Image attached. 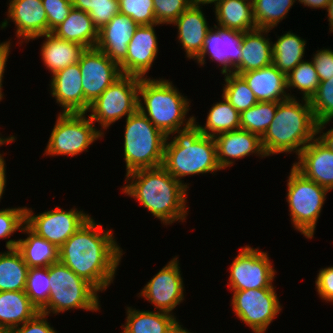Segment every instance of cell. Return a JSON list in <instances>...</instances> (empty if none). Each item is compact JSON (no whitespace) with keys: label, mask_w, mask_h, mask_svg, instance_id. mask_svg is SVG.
Listing matches in <instances>:
<instances>
[{"label":"cell","mask_w":333,"mask_h":333,"mask_svg":"<svg viewBox=\"0 0 333 333\" xmlns=\"http://www.w3.org/2000/svg\"><path fill=\"white\" fill-rule=\"evenodd\" d=\"M42 4L47 14L48 33L61 24L73 8L71 0H42Z\"/></svg>","instance_id":"cell-45"},{"label":"cell","mask_w":333,"mask_h":333,"mask_svg":"<svg viewBox=\"0 0 333 333\" xmlns=\"http://www.w3.org/2000/svg\"><path fill=\"white\" fill-rule=\"evenodd\" d=\"M2 90H3V88H2V86L0 85V101H2V98H4V97H3Z\"/></svg>","instance_id":"cell-57"},{"label":"cell","mask_w":333,"mask_h":333,"mask_svg":"<svg viewBox=\"0 0 333 333\" xmlns=\"http://www.w3.org/2000/svg\"><path fill=\"white\" fill-rule=\"evenodd\" d=\"M289 174L286 200L291 224L303 236L311 239L329 190L306 178L293 165Z\"/></svg>","instance_id":"cell-8"},{"label":"cell","mask_w":333,"mask_h":333,"mask_svg":"<svg viewBox=\"0 0 333 333\" xmlns=\"http://www.w3.org/2000/svg\"><path fill=\"white\" fill-rule=\"evenodd\" d=\"M292 165L306 178L331 191L333 189V151L317 136L303 148Z\"/></svg>","instance_id":"cell-19"},{"label":"cell","mask_w":333,"mask_h":333,"mask_svg":"<svg viewBox=\"0 0 333 333\" xmlns=\"http://www.w3.org/2000/svg\"><path fill=\"white\" fill-rule=\"evenodd\" d=\"M176 88L171 81L163 78H140L138 110L167 137L189 127L195 118L190 116L186 120L191 107L190 100Z\"/></svg>","instance_id":"cell-5"},{"label":"cell","mask_w":333,"mask_h":333,"mask_svg":"<svg viewBox=\"0 0 333 333\" xmlns=\"http://www.w3.org/2000/svg\"><path fill=\"white\" fill-rule=\"evenodd\" d=\"M156 23L172 24L192 3L191 0H153Z\"/></svg>","instance_id":"cell-43"},{"label":"cell","mask_w":333,"mask_h":333,"mask_svg":"<svg viewBox=\"0 0 333 333\" xmlns=\"http://www.w3.org/2000/svg\"><path fill=\"white\" fill-rule=\"evenodd\" d=\"M287 89L301 91L302 99L310 100L316 93L320 80L312 61L303 60L287 76Z\"/></svg>","instance_id":"cell-38"},{"label":"cell","mask_w":333,"mask_h":333,"mask_svg":"<svg viewBox=\"0 0 333 333\" xmlns=\"http://www.w3.org/2000/svg\"><path fill=\"white\" fill-rule=\"evenodd\" d=\"M40 311L24 291L0 292V329H11L34 318Z\"/></svg>","instance_id":"cell-28"},{"label":"cell","mask_w":333,"mask_h":333,"mask_svg":"<svg viewBox=\"0 0 333 333\" xmlns=\"http://www.w3.org/2000/svg\"><path fill=\"white\" fill-rule=\"evenodd\" d=\"M119 13L130 17L138 26L156 24L153 0H119Z\"/></svg>","instance_id":"cell-42"},{"label":"cell","mask_w":333,"mask_h":333,"mask_svg":"<svg viewBox=\"0 0 333 333\" xmlns=\"http://www.w3.org/2000/svg\"><path fill=\"white\" fill-rule=\"evenodd\" d=\"M82 74L85 113L112 83L123 74L119 64L96 47L86 48L78 62Z\"/></svg>","instance_id":"cell-14"},{"label":"cell","mask_w":333,"mask_h":333,"mask_svg":"<svg viewBox=\"0 0 333 333\" xmlns=\"http://www.w3.org/2000/svg\"><path fill=\"white\" fill-rule=\"evenodd\" d=\"M234 314L254 333H265L282 307L275 288L232 291Z\"/></svg>","instance_id":"cell-11"},{"label":"cell","mask_w":333,"mask_h":333,"mask_svg":"<svg viewBox=\"0 0 333 333\" xmlns=\"http://www.w3.org/2000/svg\"><path fill=\"white\" fill-rule=\"evenodd\" d=\"M122 192L138 200L163 225L185 222L188 216L187 187L162 166L139 169L125 176Z\"/></svg>","instance_id":"cell-2"},{"label":"cell","mask_w":333,"mask_h":333,"mask_svg":"<svg viewBox=\"0 0 333 333\" xmlns=\"http://www.w3.org/2000/svg\"><path fill=\"white\" fill-rule=\"evenodd\" d=\"M139 84L140 77L122 75L90 104L89 117L94 123L98 122L103 134L110 125L138 110Z\"/></svg>","instance_id":"cell-10"},{"label":"cell","mask_w":333,"mask_h":333,"mask_svg":"<svg viewBox=\"0 0 333 333\" xmlns=\"http://www.w3.org/2000/svg\"><path fill=\"white\" fill-rule=\"evenodd\" d=\"M257 28L273 30L282 21L296 0H252Z\"/></svg>","instance_id":"cell-35"},{"label":"cell","mask_w":333,"mask_h":333,"mask_svg":"<svg viewBox=\"0 0 333 333\" xmlns=\"http://www.w3.org/2000/svg\"><path fill=\"white\" fill-rule=\"evenodd\" d=\"M219 0H191L192 5H207V4H215Z\"/></svg>","instance_id":"cell-55"},{"label":"cell","mask_w":333,"mask_h":333,"mask_svg":"<svg viewBox=\"0 0 333 333\" xmlns=\"http://www.w3.org/2000/svg\"><path fill=\"white\" fill-rule=\"evenodd\" d=\"M328 14V21H329V26H330V31L333 33V0H329L328 6L326 8Z\"/></svg>","instance_id":"cell-53"},{"label":"cell","mask_w":333,"mask_h":333,"mask_svg":"<svg viewBox=\"0 0 333 333\" xmlns=\"http://www.w3.org/2000/svg\"><path fill=\"white\" fill-rule=\"evenodd\" d=\"M122 251L112 230L103 231L102 225L90 217L59 248V261L102 292L115 279Z\"/></svg>","instance_id":"cell-1"},{"label":"cell","mask_w":333,"mask_h":333,"mask_svg":"<svg viewBox=\"0 0 333 333\" xmlns=\"http://www.w3.org/2000/svg\"><path fill=\"white\" fill-rule=\"evenodd\" d=\"M297 1V0H296ZM299 3L310 8H327L329 0H298Z\"/></svg>","instance_id":"cell-51"},{"label":"cell","mask_w":333,"mask_h":333,"mask_svg":"<svg viewBox=\"0 0 333 333\" xmlns=\"http://www.w3.org/2000/svg\"><path fill=\"white\" fill-rule=\"evenodd\" d=\"M15 138H16V136H12V135L10 137L8 136L6 138L5 137L3 138V137L0 136V146L3 145V144L8 145L11 142H14L16 140ZM3 157H4L3 154L0 153V159L3 158Z\"/></svg>","instance_id":"cell-54"},{"label":"cell","mask_w":333,"mask_h":333,"mask_svg":"<svg viewBox=\"0 0 333 333\" xmlns=\"http://www.w3.org/2000/svg\"><path fill=\"white\" fill-rule=\"evenodd\" d=\"M138 25L128 16L118 13L98 30L96 48L120 64L126 57L128 44Z\"/></svg>","instance_id":"cell-22"},{"label":"cell","mask_w":333,"mask_h":333,"mask_svg":"<svg viewBox=\"0 0 333 333\" xmlns=\"http://www.w3.org/2000/svg\"><path fill=\"white\" fill-rule=\"evenodd\" d=\"M126 311L121 333H170L180 323L173 314L164 311H140L132 307Z\"/></svg>","instance_id":"cell-31"},{"label":"cell","mask_w":333,"mask_h":333,"mask_svg":"<svg viewBox=\"0 0 333 333\" xmlns=\"http://www.w3.org/2000/svg\"><path fill=\"white\" fill-rule=\"evenodd\" d=\"M41 37H45L40 49L42 61L52 75L69 65L78 63L82 53L86 50L83 45L58 38L51 32L36 38Z\"/></svg>","instance_id":"cell-27"},{"label":"cell","mask_w":333,"mask_h":333,"mask_svg":"<svg viewBox=\"0 0 333 333\" xmlns=\"http://www.w3.org/2000/svg\"><path fill=\"white\" fill-rule=\"evenodd\" d=\"M86 116V113H59L44 154L73 157L87 152L94 141L104 137L90 117Z\"/></svg>","instance_id":"cell-9"},{"label":"cell","mask_w":333,"mask_h":333,"mask_svg":"<svg viewBox=\"0 0 333 333\" xmlns=\"http://www.w3.org/2000/svg\"><path fill=\"white\" fill-rule=\"evenodd\" d=\"M223 75L225 76V84L222 96H224L239 113L258 103L253 91L240 75L232 72Z\"/></svg>","instance_id":"cell-37"},{"label":"cell","mask_w":333,"mask_h":333,"mask_svg":"<svg viewBox=\"0 0 333 333\" xmlns=\"http://www.w3.org/2000/svg\"><path fill=\"white\" fill-rule=\"evenodd\" d=\"M269 32V29L260 28L243 32L241 61L232 73L239 75L273 64L272 42L266 36Z\"/></svg>","instance_id":"cell-25"},{"label":"cell","mask_w":333,"mask_h":333,"mask_svg":"<svg viewBox=\"0 0 333 333\" xmlns=\"http://www.w3.org/2000/svg\"><path fill=\"white\" fill-rule=\"evenodd\" d=\"M239 75L253 91L258 102H282L289 98H295L286 91V75L273 64Z\"/></svg>","instance_id":"cell-24"},{"label":"cell","mask_w":333,"mask_h":333,"mask_svg":"<svg viewBox=\"0 0 333 333\" xmlns=\"http://www.w3.org/2000/svg\"><path fill=\"white\" fill-rule=\"evenodd\" d=\"M216 143L217 161L221 169L234 164L235 160L252 154L264 157L261 138L249 131L238 129L218 134L214 137Z\"/></svg>","instance_id":"cell-21"},{"label":"cell","mask_w":333,"mask_h":333,"mask_svg":"<svg viewBox=\"0 0 333 333\" xmlns=\"http://www.w3.org/2000/svg\"><path fill=\"white\" fill-rule=\"evenodd\" d=\"M47 316L39 312L34 318L11 329L8 333H58L46 320Z\"/></svg>","instance_id":"cell-47"},{"label":"cell","mask_w":333,"mask_h":333,"mask_svg":"<svg viewBox=\"0 0 333 333\" xmlns=\"http://www.w3.org/2000/svg\"><path fill=\"white\" fill-rule=\"evenodd\" d=\"M28 269L16 248L0 252V292L24 291Z\"/></svg>","instance_id":"cell-33"},{"label":"cell","mask_w":333,"mask_h":333,"mask_svg":"<svg viewBox=\"0 0 333 333\" xmlns=\"http://www.w3.org/2000/svg\"><path fill=\"white\" fill-rule=\"evenodd\" d=\"M73 8L87 12L100 30L119 13V0H71Z\"/></svg>","instance_id":"cell-40"},{"label":"cell","mask_w":333,"mask_h":333,"mask_svg":"<svg viewBox=\"0 0 333 333\" xmlns=\"http://www.w3.org/2000/svg\"><path fill=\"white\" fill-rule=\"evenodd\" d=\"M306 40L291 31L272 42L273 65L286 76L304 59Z\"/></svg>","instance_id":"cell-32"},{"label":"cell","mask_w":333,"mask_h":333,"mask_svg":"<svg viewBox=\"0 0 333 333\" xmlns=\"http://www.w3.org/2000/svg\"><path fill=\"white\" fill-rule=\"evenodd\" d=\"M246 246V247H245ZM241 247L240 253L229 267V283L231 291L276 288L273 286L275 269L269 255L249 245Z\"/></svg>","instance_id":"cell-12"},{"label":"cell","mask_w":333,"mask_h":333,"mask_svg":"<svg viewBox=\"0 0 333 333\" xmlns=\"http://www.w3.org/2000/svg\"><path fill=\"white\" fill-rule=\"evenodd\" d=\"M312 62L320 81H325L333 77V50L320 49L313 54Z\"/></svg>","instance_id":"cell-46"},{"label":"cell","mask_w":333,"mask_h":333,"mask_svg":"<svg viewBox=\"0 0 333 333\" xmlns=\"http://www.w3.org/2000/svg\"><path fill=\"white\" fill-rule=\"evenodd\" d=\"M214 6L216 26L240 32L257 28L252 0H219Z\"/></svg>","instance_id":"cell-30"},{"label":"cell","mask_w":333,"mask_h":333,"mask_svg":"<svg viewBox=\"0 0 333 333\" xmlns=\"http://www.w3.org/2000/svg\"><path fill=\"white\" fill-rule=\"evenodd\" d=\"M4 157L0 159V200L6 187V166Z\"/></svg>","instance_id":"cell-52"},{"label":"cell","mask_w":333,"mask_h":333,"mask_svg":"<svg viewBox=\"0 0 333 333\" xmlns=\"http://www.w3.org/2000/svg\"><path fill=\"white\" fill-rule=\"evenodd\" d=\"M26 224V207L0 209V239L10 238Z\"/></svg>","instance_id":"cell-44"},{"label":"cell","mask_w":333,"mask_h":333,"mask_svg":"<svg viewBox=\"0 0 333 333\" xmlns=\"http://www.w3.org/2000/svg\"><path fill=\"white\" fill-rule=\"evenodd\" d=\"M91 216L72 208L56 206L37 215L26 207V225L37 235L60 248Z\"/></svg>","instance_id":"cell-13"},{"label":"cell","mask_w":333,"mask_h":333,"mask_svg":"<svg viewBox=\"0 0 333 333\" xmlns=\"http://www.w3.org/2000/svg\"><path fill=\"white\" fill-rule=\"evenodd\" d=\"M172 134L176 135L171 137V142H168L170 136L167 137L162 167L188 189L189 184L181 178L222 170L217 161L214 137L204 135L195 122Z\"/></svg>","instance_id":"cell-4"},{"label":"cell","mask_w":333,"mask_h":333,"mask_svg":"<svg viewBox=\"0 0 333 333\" xmlns=\"http://www.w3.org/2000/svg\"><path fill=\"white\" fill-rule=\"evenodd\" d=\"M278 102H258L240 113V129L258 135L266 133L273 121Z\"/></svg>","instance_id":"cell-36"},{"label":"cell","mask_w":333,"mask_h":333,"mask_svg":"<svg viewBox=\"0 0 333 333\" xmlns=\"http://www.w3.org/2000/svg\"><path fill=\"white\" fill-rule=\"evenodd\" d=\"M167 136L140 111L126 118L124 160L130 172L162 166Z\"/></svg>","instance_id":"cell-6"},{"label":"cell","mask_w":333,"mask_h":333,"mask_svg":"<svg viewBox=\"0 0 333 333\" xmlns=\"http://www.w3.org/2000/svg\"><path fill=\"white\" fill-rule=\"evenodd\" d=\"M309 102L317 123L333 120V77L320 81Z\"/></svg>","instance_id":"cell-41"},{"label":"cell","mask_w":333,"mask_h":333,"mask_svg":"<svg viewBox=\"0 0 333 333\" xmlns=\"http://www.w3.org/2000/svg\"><path fill=\"white\" fill-rule=\"evenodd\" d=\"M51 77L49 84L51 95L62 107L63 110L60 113H85V97L79 64L69 65Z\"/></svg>","instance_id":"cell-20"},{"label":"cell","mask_w":333,"mask_h":333,"mask_svg":"<svg viewBox=\"0 0 333 333\" xmlns=\"http://www.w3.org/2000/svg\"><path fill=\"white\" fill-rule=\"evenodd\" d=\"M179 323L173 328V330L170 333H191L186 328L181 327Z\"/></svg>","instance_id":"cell-56"},{"label":"cell","mask_w":333,"mask_h":333,"mask_svg":"<svg viewBox=\"0 0 333 333\" xmlns=\"http://www.w3.org/2000/svg\"><path fill=\"white\" fill-rule=\"evenodd\" d=\"M21 232L27 233L25 239L6 241V248H16L22 255L28 267H49L51 264L59 262V248L34 233L26 224Z\"/></svg>","instance_id":"cell-26"},{"label":"cell","mask_w":333,"mask_h":333,"mask_svg":"<svg viewBox=\"0 0 333 333\" xmlns=\"http://www.w3.org/2000/svg\"><path fill=\"white\" fill-rule=\"evenodd\" d=\"M315 287L322 300L333 303V266L320 269Z\"/></svg>","instance_id":"cell-48"},{"label":"cell","mask_w":333,"mask_h":333,"mask_svg":"<svg viewBox=\"0 0 333 333\" xmlns=\"http://www.w3.org/2000/svg\"><path fill=\"white\" fill-rule=\"evenodd\" d=\"M49 279V301L41 313L56 315L71 309L100 310L99 292L60 261L49 266Z\"/></svg>","instance_id":"cell-7"},{"label":"cell","mask_w":333,"mask_h":333,"mask_svg":"<svg viewBox=\"0 0 333 333\" xmlns=\"http://www.w3.org/2000/svg\"><path fill=\"white\" fill-rule=\"evenodd\" d=\"M7 17V20L0 24V28H6L8 20H12L17 28L16 37L19 40L22 38L20 44L48 34L47 14L42 0H9Z\"/></svg>","instance_id":"cell-18"},{"label":"cell","mask_w":333,"mask_h":333,"mask_svg":"<svg viewBox=\"0 0 333 333\" xmlns=\"http://www.w3.org/2000/svg\"><path fill=\"white\" fill-rule=\"evenodd\" d=\"M49 267H30L24 292L40 311L49 301Z\"/></svg>","instance_id":"cell-39"},{"label":"cell","mask_w":333,"mask_h":333,"mask_svg":"<svg viewBox=\"0 0 333 333\" xmlns=\"http://www.w3.org/2000/svg\"><path fill=\"white\" fill-rule=\"evenodd\" d=\"M222 101L216 102L207 113L205 126L197 123L201 132L210 137L218 134L235 131L240 129V113L224 98Z\"/></svg>","instance_id":"cell-34"},{"label":"cell","mask_w":333,"mask_h":333,"mask_svg":"<svg viewBox=\"0 0 333 333\" xmlns=\"http://www.w3.org/2000/svg\"><path fill=\"white\" fill-rule=\"evenodd\" d=\"M179 264L178 257L175 256L138 293L158 311L173 314L174 308L184 300V284Z\"/></svg>","instance_id":"cell-15"},{"label":"cell","mask_w":333,"mask_h":333,"mask_svg":"<svg viewBox=\"0 0 333 333\" xmlns=\"http://www.w3.org/2000/svg\"><path fill=\"white\" fill-rule=\"evenodd\" d=\"M213 26L214 29L210 27L207 32L203 50L195 62L204 67L208 55L212 62L216 61L222 66V74L230 73L241 61L243 32Z\"/></svg>","instance_id":"cell-16"},{"label":"cell","mask_w":333,"mask_h":333,"mask_svg":"<svg viewBox=\"0 0 333 333\" xmlns=\"http://www.w3.org/2000/svg\"><path fill=\"white\" fill-rule=\"evenodd\" d=\"M11 40L5 41L0 43V85L2 86L3 83V77H4V71L6 68V62H7V58L9 56L10 53V47H11Z\"/></svg>","instance_id":"cell-50"},{"label":"cell","mask_w":333,"mask_h":333,"mask_svg":"<svg viewBox=\"0 0 333 333\" xmlns=\"http://www.w3.org/2000/svg\"><path fill=\"white\" fill-rule=\"evenodd\" d=\"M200 5H191L173 23L178 29V41L188 59H196L203 50L210 29Z\"/></svg>","instance_id":"cell-23"},{"label":"cell","mask_w":333,"mask_h":333,"mask_svg":"<svg viewBox=\"0 0 333 333\" xmlns=\"http://www.w3.org/2000/svg\"><path fill=\"white\" fill-rule=\"evenodd\" d=\"M51 33L58 38L79 43L86 48L95 47L98 40V29L89 14L75 8H72L68 17Z\"/></svg>","instance_id":"cell-29"},{"label":"cell","mask_w":333,"mask_h":333,"mask_svg":"<svg viewBox=\"0 0 333 333\" xmlns=\"http://www.w3.org/2000/svg\"><path fill=\"white\" fill-rule=\"evenodd\" d=\"M330 121H324L317 123V135L318 139L331 151H333V128L329 129L326 132H323V129L326 128V124H329ZM322 133V135H321ZM320 134V136H319Z\"/></svg>","instance_id":"cell-49"},{"label":"cell","mask_w":333,"mask_h":333,"mask_svg":"<svg viewBox=\"0 0 333 333\" xmlns=\"http://www.w3.org/2000/svg\"><path fill=\"white\" fill-rule=\"evenodd\" d=\"M301 102L296 98L278 102L273 121L261 138L266 157L284 152L299 155L317 135V121L310 102L307 99Z\"/></svg>","instance_id":"cell-3"},{"label":"cell","mask_w":333,"mask_h":333,"mask_svg":"<svg viewBox=\"0 0 333 333\" xmlns=\"http://www.w3.org/2000/svg\"><path fill=\"white\" fill-rule=\"evenodd\" d=\"M142 25L135 29L134 35L128 44L125 59L119 64L123 75H133L146 78L152 68L158 53V40L154 26Z\"/></svg>","instance_id":"cell-17"}]
</instances>
